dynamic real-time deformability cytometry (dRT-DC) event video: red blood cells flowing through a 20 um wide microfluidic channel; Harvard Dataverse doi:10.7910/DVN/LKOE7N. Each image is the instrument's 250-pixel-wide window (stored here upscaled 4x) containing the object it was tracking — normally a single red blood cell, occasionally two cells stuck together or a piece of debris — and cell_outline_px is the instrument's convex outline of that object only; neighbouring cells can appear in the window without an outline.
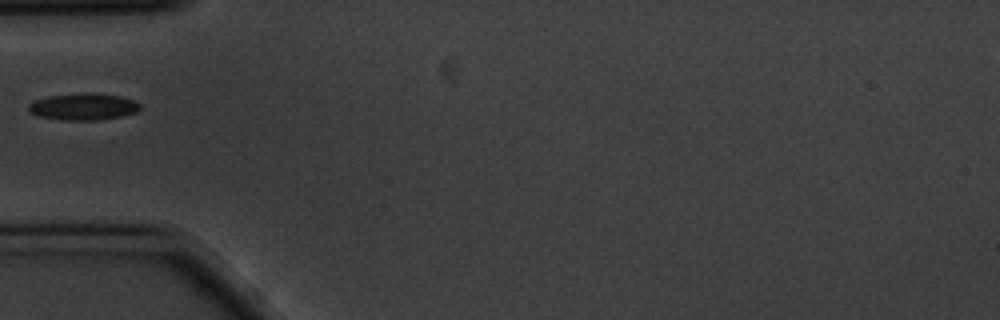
{"species": "common noctule bat (a hibernating species)", "species_latin": "Nyctalus noctula", "temperature_condition": "cold", "stored_images_in_passage": 40, "camera_frame_rate_fps": 3000, "um_per_image_px": 0.085, "animal": {"sex": "male", "body_mass_g": 20.1, "forearm_length_mm": 53.5}, "frame": {"image": 1, "passage_image": 1, "time_ms": 0.0, "image_size_px": [1000, 320], "cell_outline_px": [[140, 108], [136, 112], [120, 116], [100, 120], [64, 120], [40, 116], [32, 112], [28, 108], [28, 104], [36, 100], [48, 96], [84, 92], [92, 92], [120, 96], [132, 100], [140, 104]], "centroid_in_image_um": [7.1, 9.05], "position_along_channel_um": 77.9, "area_um2": 17.28}}